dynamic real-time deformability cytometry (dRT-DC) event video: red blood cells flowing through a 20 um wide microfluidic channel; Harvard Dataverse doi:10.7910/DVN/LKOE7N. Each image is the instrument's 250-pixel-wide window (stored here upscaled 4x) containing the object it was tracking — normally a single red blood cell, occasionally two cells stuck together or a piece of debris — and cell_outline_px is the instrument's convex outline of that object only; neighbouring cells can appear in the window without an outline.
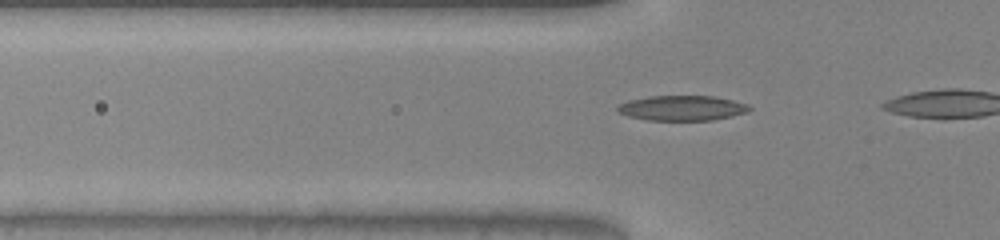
{"species": "common noctule bat (a hibernating species)", "species_latin": "Nyctalus noctula", "temperature_condition": "warm", "stored_images_in_passage": 14, "camera_frame_rate_fps": 3000, "um_per_image_px": 0.085, "animal": {"sex": "male", "body_mass_g": 20.0, "forearm_length_mm": 53.3}, "frame": {"image": 1, "passage_image": 8, "time_ms": 2.333, "image_size_px": [1000, 240], "cell_outline_px": [[752, 108], [748, 112], [732, 116], [712, 120], [648, 120], [628, 116], [620, 112], [616, 108], [620, 104], [628, 100], [648, 96], [712, 96], [732, 100], [748, 104]], "centroid_in_image_um": [58.0, 9.18], "position_along_channel_um": 67.8, "area_um2": 19.19}}
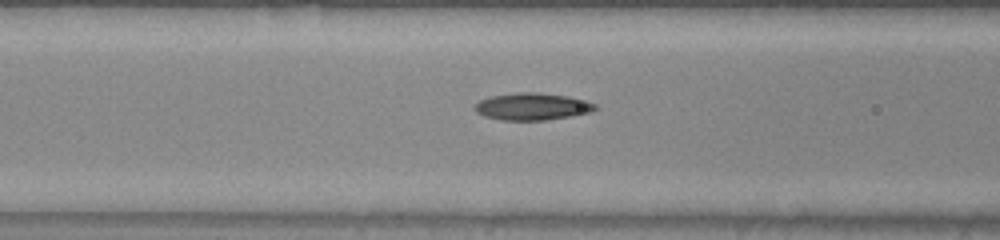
{"frame": {"image": 2, "passage_image": 12, "time_ms": 3.667, "image_size_px": [1000, 240], "cell_outline_px": [[596, 108], [592, 112], [572, 116], [544, 120], [500, 120], [484, 116], [476, 112], [472, 108], [480, 100], [492, 96], [516, 92], [536, 92], [568, 96], [596, 104]], "centroid_in_image_um": [45.21, 9.06], "position_along_channel_um": 121.4, "area_um2": 19.02}}